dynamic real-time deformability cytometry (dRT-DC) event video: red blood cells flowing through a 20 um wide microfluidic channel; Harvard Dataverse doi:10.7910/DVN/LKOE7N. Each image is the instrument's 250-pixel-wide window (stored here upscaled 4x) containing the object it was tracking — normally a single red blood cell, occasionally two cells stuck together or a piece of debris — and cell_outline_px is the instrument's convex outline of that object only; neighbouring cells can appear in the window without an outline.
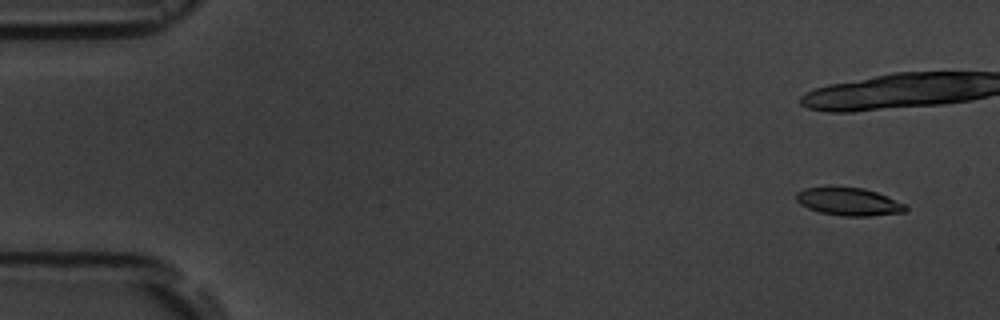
{"species": "common noctule bat (a hibernating species)", "species_latin": "Nyctalus noctula", "temperature_condition": "room temperature", "stored_images_in_passage": 4, "camera_frame_rate_fps": 3000, "um_per_image_px": 0.085, "animal": {"sex": "male", "body_mass_g": 19.5, "forearm_length_mm": 54.6}, "frame": {"image": 1, "passage_image": 1, "time_ms": 0.0, "image_size_px": [1000, 320], "cell_outline_px": [[908, 208], [904, 212], [868, 216], [840, 216], [820, 212], [808, 208], [800, 204], [796, 200], [796, 192], [804, 188], [832, 184], [864, 188], [876, 192], [908, 204]], "centroid_in_image_um": [72.11, 17.1], "position_along_channel_um": 12.9, "area_um2": 18.44}}